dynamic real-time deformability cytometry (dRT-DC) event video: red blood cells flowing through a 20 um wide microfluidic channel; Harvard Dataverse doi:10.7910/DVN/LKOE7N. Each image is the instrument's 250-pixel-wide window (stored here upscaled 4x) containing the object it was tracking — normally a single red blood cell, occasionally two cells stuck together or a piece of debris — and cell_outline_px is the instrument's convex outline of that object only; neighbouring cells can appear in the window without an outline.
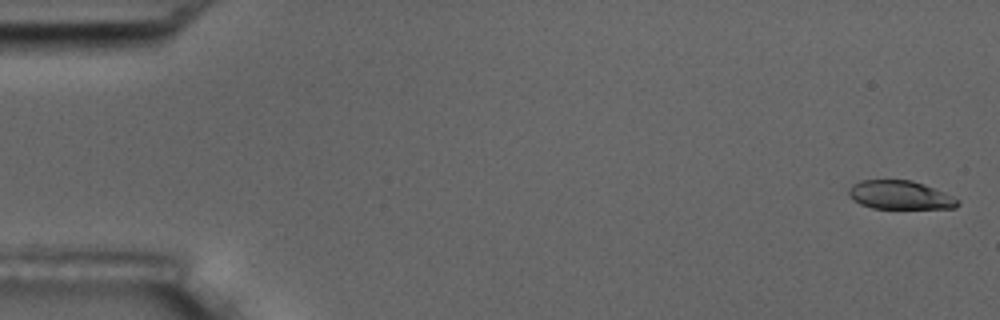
{"species": "common noctule bat (a hibernating species)", "species_latin": "Nyctalus noctula", "temperature_condition": "room temperature", "stored_images_in_passage": 6, "camera_frame_rate_fps": 3000, "um_per_image_px": 0.085, "animal": {"sex": "male", "body_mass_g": 17.5, "forearm_length_mm": 52.3}, "frame": {"image": 1, "passage_image": 1, "time_ms": 0.0, "image_size_px": [1000, 320], "cell_outline_px": [[960, 204], [956, 208], [872, 208], [860, 204], [852, 200], [848, 192], [848, 188], [852, 184], [860, 180], [912, 180], [924, 184], [944, 192], [960, 200]], "centroid_in_image_um": [76.49, 16.57], "position_along_channel_um": 8.5, "area_um2": 18.26}}
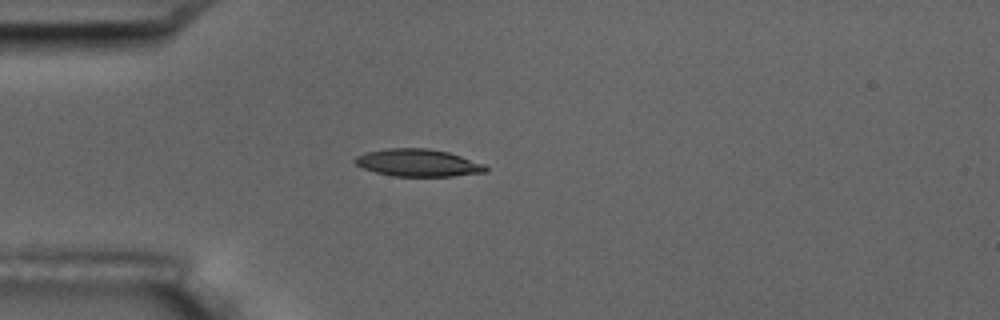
{"frame": {"image": 2, "passage_image": 5, "time_ms": 4.667, "image_size_px": [1000, 320], "cell_outline_px": [[488, 172], [452, 176], [392, 176], [376, 172], [364, 168], [356, 164], [352, 160], [356, 156], [364, 152], [388, 148], [428, 148], [448, 152], [484, 164], [488, 168]], "centroid_in_image_um": [35.52, 13.83], "position_along_channel_um": 49.5, "area_um2": 20.87}}